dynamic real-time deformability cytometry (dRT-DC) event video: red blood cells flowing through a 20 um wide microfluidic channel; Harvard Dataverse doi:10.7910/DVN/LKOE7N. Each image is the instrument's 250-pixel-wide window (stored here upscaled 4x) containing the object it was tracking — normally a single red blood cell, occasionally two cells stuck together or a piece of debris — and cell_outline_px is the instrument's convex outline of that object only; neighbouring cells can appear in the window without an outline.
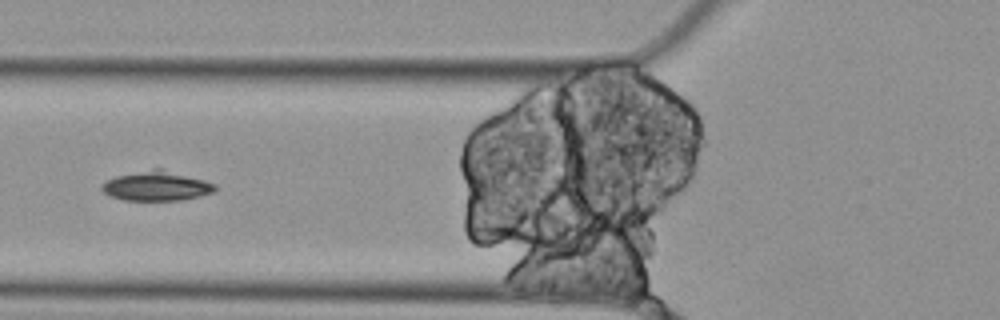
{"species": "Egyptian fruit bat (a non-hibernating species)", "species_latin": "Rousettus aegyptiacus", "temperature_condition": "cold", "stored_images_in_passage": 11, "segment_of_instrument_passage": [3, 3], "camera_frame_rate_fps": 3000, "um_per_image_px": 0.085, "animal": {"sex": "female"}, "frame": {"image": 1, "passage_image": 5, "time_ms": 1.333, "image_size_px": [1000, 320], "cell_outline_px": [[216, 188], [212, 192], [200, 196], [180, 200], [124, 200], [108, 196], [100, 188], [108, 180], [116, 176], [152, 168], [160, 168], [204, 180], [216, 184]], "centroid_in_image_um": [13.29, 15.81], "position_along_channel_um": 112.5, "area_um2": 19.36}}
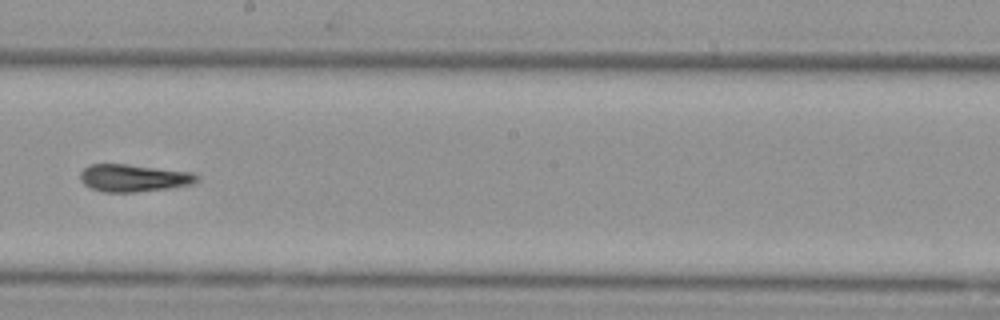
{"frame": {"image": 2, "passage_image": 8, "time_ms": 2.333, "image_size_px": [1000, 320], "cell_outline_px": [[200, 180], [192, 184], [168, 188], [136, 192], [104, 192], [92, 188], [84, 184], [80, 180], [80, 172], [88, 164], [128, 164], [196, 172], [200, 176]], "centroid_in_image_um": [11.41, 15.11], "position_along_channel_um": 236.8, "area_um2": 18.9}}
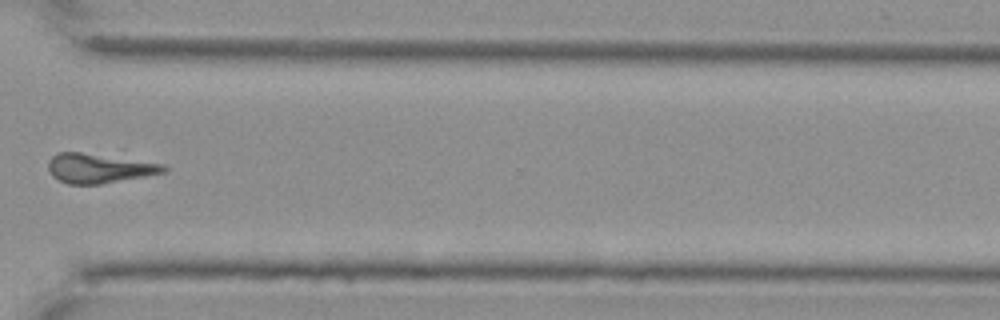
{"frame": {"image": 3, "passage_image": 11, "time_ms": 3.333, "image_size_px": [1000, 320], "cell_outline_px": [[168, 172], [100, 184], [68, 184], [52, 176], [48, 168], [48, 160], [56, 152], [124, 148], [164, 164], [168, 168]], "centroid_in_image_um": [8.67, 14.13], "position_along_channel_um": 361.9, "area_um2": 23.18}}